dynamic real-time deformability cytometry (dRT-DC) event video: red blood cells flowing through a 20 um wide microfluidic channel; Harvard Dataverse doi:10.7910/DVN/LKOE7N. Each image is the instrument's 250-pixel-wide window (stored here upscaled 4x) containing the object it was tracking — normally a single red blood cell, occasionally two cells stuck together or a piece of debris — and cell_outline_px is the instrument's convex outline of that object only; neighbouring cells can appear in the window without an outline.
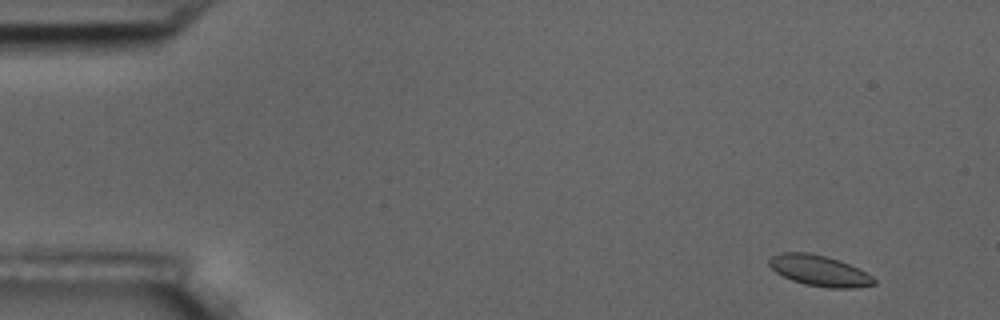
{"species": "common noctule bat (a hibernating species)", "species_latin": "Nyctalus noctula", "temperature_condition": "room temperature", "stored_images_in_passage": 4, "camera_frame_rate_fps": 3000, "um_per_image_px": 0.085, "animal": {"sex": "male", "body_mass_g": 17.5, "forearm_length_mm": 52.3}, "frame": {"image": 1, "passage_image": 1, "time_ms": 0.0, "image_size_px": [1000, 320], "cell_outline_px": [[876, 284], [856, 288], [828, 288], [804, 284], [792, 280], [776, 272], [768, 264], [768, 260], [772, 256], [784, 252], [808, 252], [840, 260], [872, 276], [876, 280]], "centroid_in_image_um": [69.64, 23.01], "position_along_channel_um": 15.4, "area_um2": 18.67}}
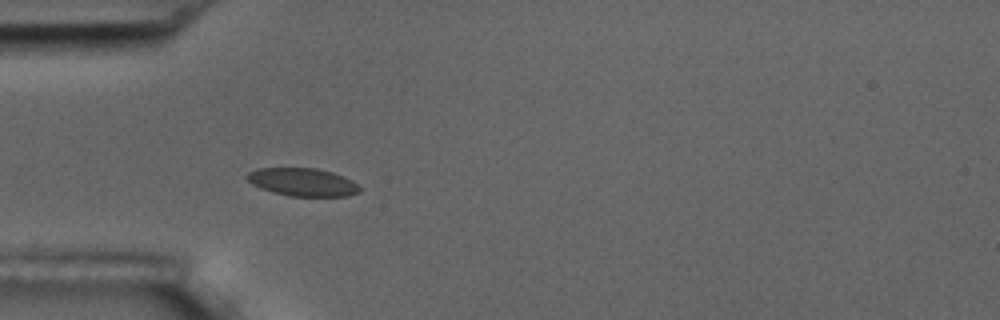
{"frame": {"image": 2, "passage_image": 4, "time_ms": 4.333, "image_size_px": [1000, 320], "cell_outline_px": [[360, 192], [348, 196], [288, 196], [272, 192], [260, 188], [252, 184], [244, 176], [248, 172], [256, 168], [316, 168], [332, 172], [344, 176], [352, 180], [360, 188]], "centroid_in_image_um": [25.7, 15.48], "position_along_channel_um": 59.3, "area_um2": 18.5}}